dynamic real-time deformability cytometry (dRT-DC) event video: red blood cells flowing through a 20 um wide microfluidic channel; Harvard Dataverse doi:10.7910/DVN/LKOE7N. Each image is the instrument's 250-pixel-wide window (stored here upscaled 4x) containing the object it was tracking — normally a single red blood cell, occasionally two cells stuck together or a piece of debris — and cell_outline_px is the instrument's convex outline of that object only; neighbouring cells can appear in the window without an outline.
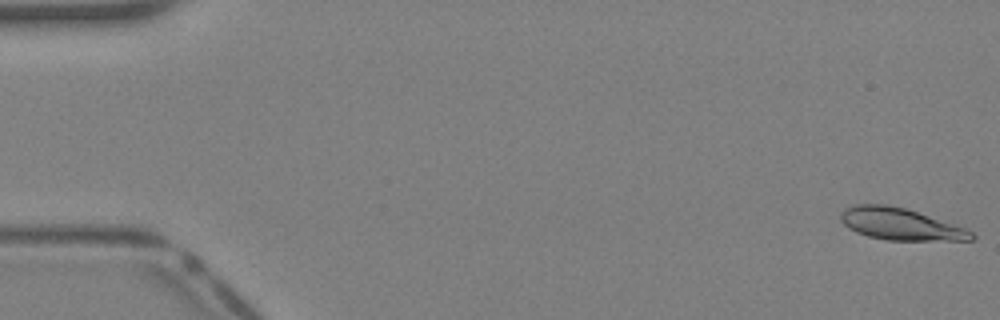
{"species": "Egyptian fruit bat (a non-hibernating species)", "species_latin": "Rousettus aegyptiacus", "temperature_condition": "warm", "stored_images_in_passage": 41, "camera_frame_rate_fps": 3000, "um_per_image_px": 0.085, "animal": {"sex": "female"}, "frame": {"image": 1, "passage_image": 1, "time_ms": 0.0, "image_size_px": [1000, 320], "cell_outline_px": [[976, 236], [972, 240], [888, 240], [868, 236], [856, 232], [848, 228], [840, 220], [840, 212], [844, 208], [852, 204], [884, 204], [904, 208], [964, 228], [972, 232]], "centroid_in_image_um": [76.45, 19.04], "position_along_channel_um": 8.5, "area_um2": 23.99}}
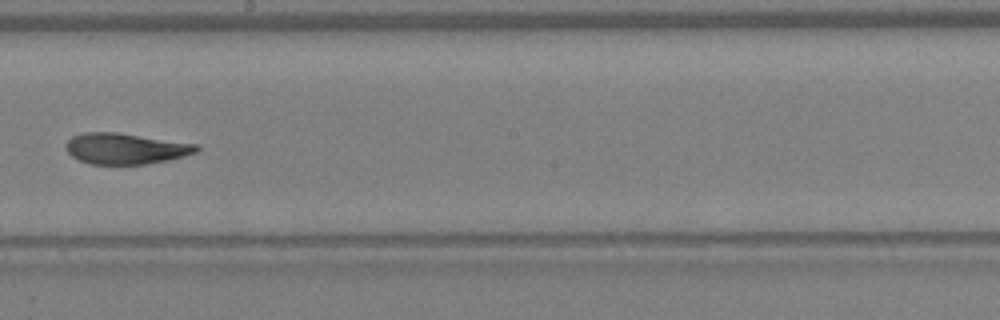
{"frame": {"image": 2, "passage_image": 24, "time_ms": 7.667, "image_size_px": [1000, 320], "cell_outline_px": [[200, 148], [196, 152], [184, 156], [168, 160], [148, 164], [92, 164], [80, 160], [72, 156], [68, 152], [64, 144], [72, 136], [84, 132], [116, 132], [200, 144]], "centroid_in_image_um": [10.69, 12.62], "position_along_channel_um": 237.5, "area_um2": 23.64}}
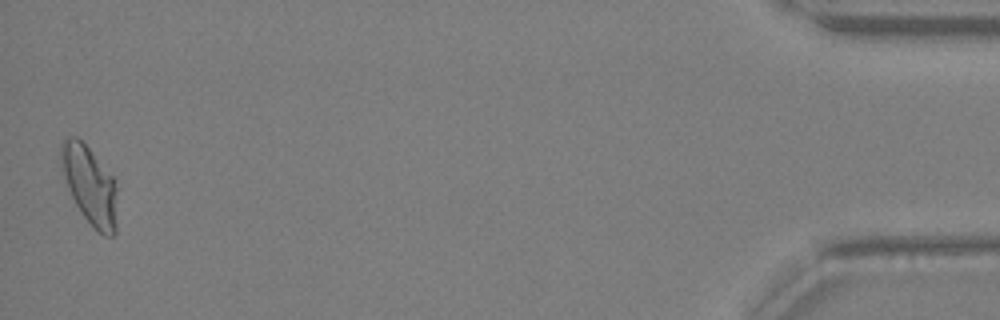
{"frame": {"image": 3, "passage_image": 41, "time_ms": 13.333, "image_size_px": [1000, 320], "cell_outline_px": [[116, 232], [112, 236], [104, 236], [92, 228], [80, 212], [68, 188], [64, 176], [60, 156], [60, 144], [68, 136], [76, 136], [88, 148], [112, 176], [116, 188]], "centroid_in_image_um": [7.62, 15.78], "position_along_channel_um": 427.6, "area_um2": 25.37}, "authors_computed_cell_mechanics": {"area_um2": 24.2182, "velocity_mm_per_s": 4.9832, "shape_relaxation_time_tau1_ms": 8.253, "shape_relaxation_time_tau2_ms": 1.807, "deformation_change_tau1": 0.2457, "deformation_change_tau2": 0.0799}}